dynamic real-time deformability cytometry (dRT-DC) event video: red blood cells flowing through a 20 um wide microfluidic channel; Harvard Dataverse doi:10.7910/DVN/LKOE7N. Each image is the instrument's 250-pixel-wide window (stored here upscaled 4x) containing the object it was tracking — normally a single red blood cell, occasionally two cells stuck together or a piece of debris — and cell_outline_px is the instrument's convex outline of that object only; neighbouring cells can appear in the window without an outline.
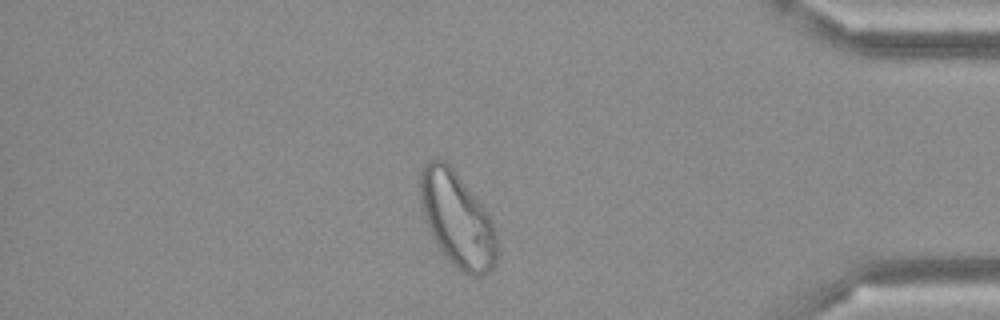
{"species": "Egyptian fruit bat (a non-hibernating species)", "species_latin": "Rousettus aegyptiacus", "temperature_condition": "cold", "stored_images_in_passage": 48, "camera_frame_rate_fps": 3000, "um_per_image_px": 0.085, "frame": {"image": 1, "passage_image": 41, "time_ms": 13.333, "image_size_px": [1000, 320], "cell_outline_px": [[496, 264], [484, 276], [472, 276], [460, 272], [448, 260], [440, 248], [428, 224], [420, 200], [420, 168], [428, 160], [444, 160], [452, 168], [480, 200], [488, 212], [496, 236]], "centroid_in_image_um": [38.88, 18.65], "position_along_channel_um": 396.3, "area_um2": 42.02}}